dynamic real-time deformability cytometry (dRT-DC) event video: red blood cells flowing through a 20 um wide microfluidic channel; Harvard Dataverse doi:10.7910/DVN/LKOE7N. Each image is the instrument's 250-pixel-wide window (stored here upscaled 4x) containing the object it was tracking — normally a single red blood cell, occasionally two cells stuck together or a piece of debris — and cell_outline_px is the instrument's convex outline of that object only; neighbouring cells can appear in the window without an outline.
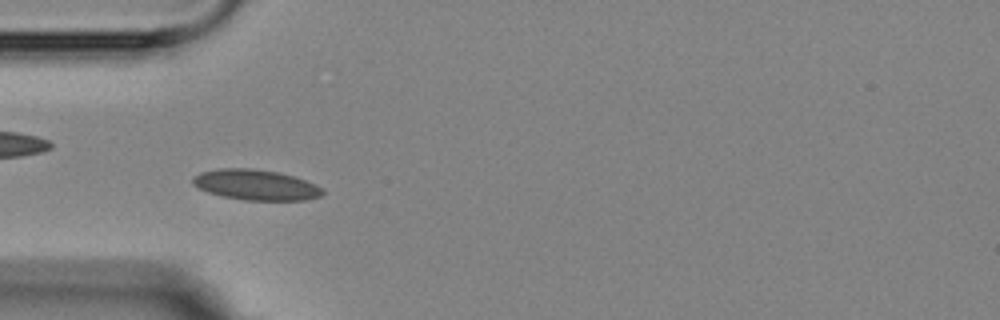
{"species": "Egyptian fruit bat (a non-hibernating species)", "species_latin": "Rousettus aegyptiacus", "temperature_condition": "room temperature", "stored_images_in_passage": 6, "camera_frame_rate_fps": 3000, "um_per_image_px": 0.085, "animal": {"sex": "female"}, "frame": {"image": 1, "passage_image": 4, "time_ms": 3.333, "image_size_px": [1000, 320], "cell_outline_px": [[324, 192], [320, 196], [304, 200], [244, 200], [224, 196], [208, 192], [192, 184], [192, 176], [200, 172], [220, 168], [248, 168], [280, 172], [316, 184], [324, 188]], "centroid_in_image_um": [21.74, 15.7], "position_along_channel_um": 63.3, "area_um2": 23.0}}
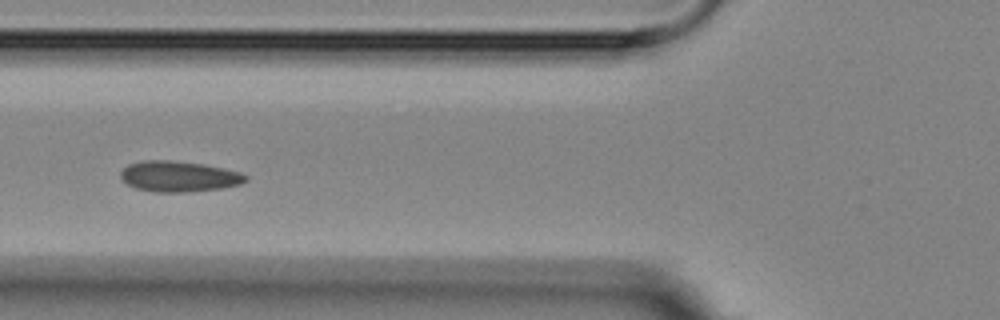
{"frame": {"image": 2, "passage_image": 5, "time_ms": 4.667, "image_size_px": [1000, 320], "cell_outline_px": [[248, 180], [240, 184], [220, 188], [184, 192], [156, 192], [136, 188], [128, 184], [120, 176], [120, 172], [128, 164], [144, 160], [168, 160], [204, 164], [224, 168], [240, 172], [248, 176]], "centroid_in_image_um": [15.21, 14.99], "position_along_channel_um": 110.6, "area_um2": 22.25}}
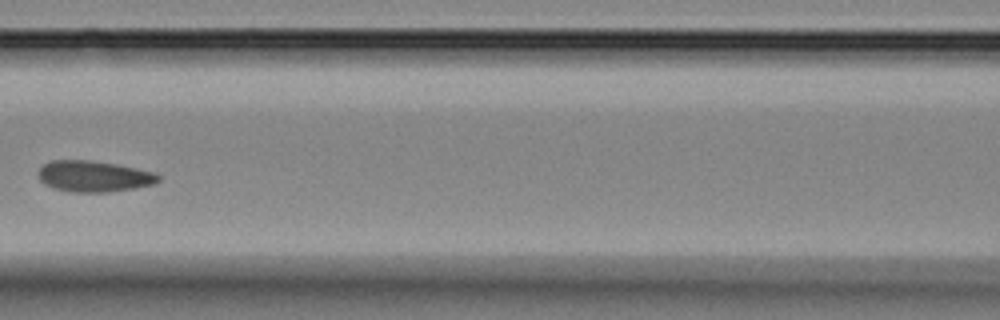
{"frame": {"image": 3, "passage_image": 6, "time_ms": 6.0, "image_size_px": [1000, 320], "cell_outline_px": [[160, 180], [156, 184], [136, 188], [108, 192], [72, 192], [52, 188], [44, 184], [40, 180], [36, 172], [48, 160], [92, 160], [116, 164], [156, 172], [160, 176]], "centroid_in_image_um": [7.98, 14.98], "position_along_channel_um": 158.6, "area_um2": 22.14}}